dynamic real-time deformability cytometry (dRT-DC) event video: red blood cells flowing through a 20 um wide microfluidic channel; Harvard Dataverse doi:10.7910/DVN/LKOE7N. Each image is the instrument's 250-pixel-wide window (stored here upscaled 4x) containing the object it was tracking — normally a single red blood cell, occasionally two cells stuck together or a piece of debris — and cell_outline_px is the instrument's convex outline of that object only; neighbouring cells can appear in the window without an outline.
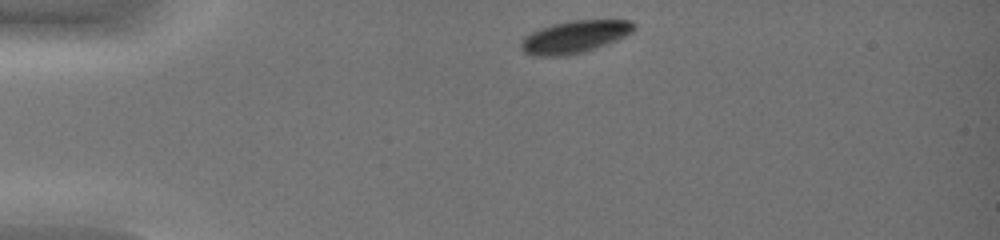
{"species": "common noctule bat (a hibernating species)", "species_latin": "Nyctalus noctula", "temperature_condition": "warm", "stored_images_in_passage": 35, "camera_frame_rate_fps": 3000, "um_per_image_px": 0.085, "animal": {"sex": "female", "body_mass_g": 19.0, "forearm_length_mm": 51.5}, "frame": {"image": 1, "passage_image": 1, "time_ms": 0.0, "image_size_px": [1000, 240], "cell_outline_px": [[636, 24], [624, 36], [616, 40], [584, 52], [564, 56], [536, 56], [524, 52], [520, 48], [520, 40], [524, 36], [540, 28], [552, 24], [572, 20], [628, 20]], "centroid_in_image_um": [48.76, 3.14], "position_along_channel_um": 36.2, "area_um2": 21.1}}
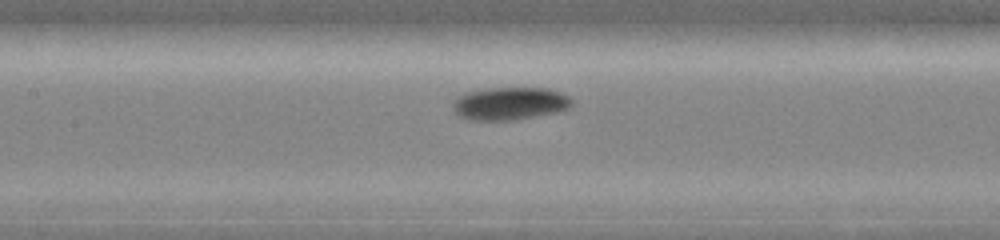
{"frame": {"image": 2, "passage_image": 14, "time_ms": 4.333, "image_size_px": [1000, 240], "cell_outline_px": [[572, 104], [568, 108], [556, 112], [516, 120], [468, 120], [460, 116], [452, 108], [452, 104], [464, 92], [488, 88], [544, 88], [560, 92], [568, 96], [572, 100]], "centroid_in_image_um": [43.32, 8.8], "position_along_channel_um": 164.1, "area_um2": 22.66}}
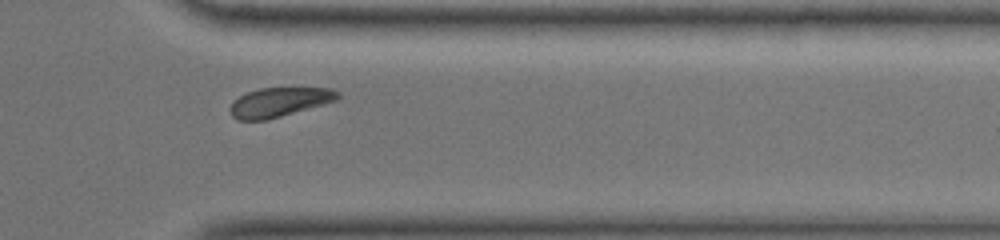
{"frame": {"image": 3, "passage_image": 30, "time_ms": 9.667, "image_size_px": [1000, 240], "cell_outline_px": [[340, 96], [336, 100], [324, 104], [280, 116], [264, 120], [236, 120], [232, 116], [228, 108], [240, 96], [248, 92], [260, 88], [332, 88], [340, 92]], "centroid_in_image_um": [23.74, 8.68], "position_along_channel_um": 387.7, "area_um2": 18.15}, "authors_computed_cell_mechanics": {"area_um2": 21.097, "velocity_mm_per_s": 4.1621, "shape_relaxation_time_tau1_ms": 0.9443, "shape_relaxation_time_tau2_ms": null, "deformation_change_tau1": 0.0586, "deformation_change_tau2": null}}